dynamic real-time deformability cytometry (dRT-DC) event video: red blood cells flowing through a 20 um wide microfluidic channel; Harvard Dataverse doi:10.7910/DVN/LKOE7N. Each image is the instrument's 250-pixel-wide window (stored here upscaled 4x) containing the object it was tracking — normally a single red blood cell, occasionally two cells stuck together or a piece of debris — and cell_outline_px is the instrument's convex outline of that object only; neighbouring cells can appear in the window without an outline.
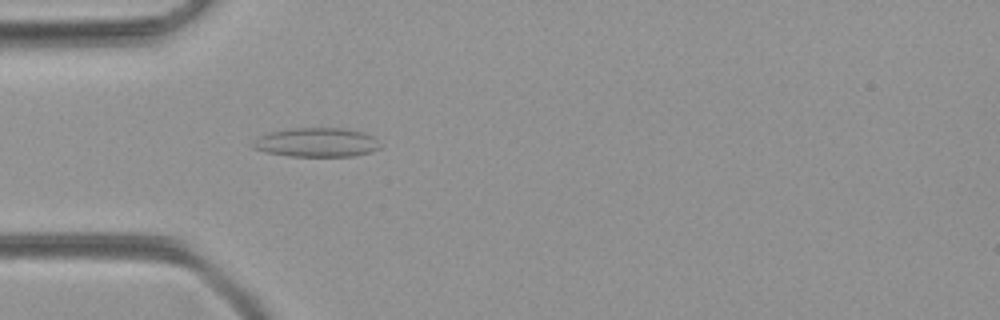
{"species": "common noctule bat (a hibernating species)", "species_latin": "Nyctalus noctula", "temperature_condition": "room temperature", "stored_images_in_passage": 48, "camera_frame_rate_fps": 3000, "um_per_image_px": 0.085, "animal": {"sex": "female", "body_mass_g": 21.9}, "frame": {"image": 1, "passage_image": 13, "time_ms": 4.0, "image_size_px": [1000, 320], "cell_outline_px": [[380, 148], [372, 152], [352, 156], [288, 156], [268, 152], [252, 148], [252, 144], [256, 136], [268, 132], [296, 128], [340, 128], [364, 132], [372, 136], [380, 144]], "centroid_in_image_um": [26.89, 12.1], "position_along_channel_um": 58.1, "area_um2": 21.62}}
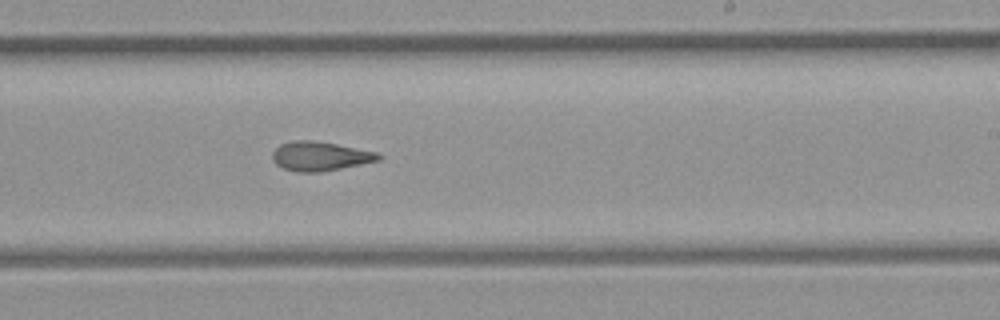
{"frame": {"image": 2, "passage_image": 28, "time_ms": 9.0, "image_size_px": [1000, 320], "cell_outline_px": [[380, 160], [320, 172], [300, 172], [284, 168], [276, 164], [272, 160], [272, 152], [280, 144], [292, 140], [312, 140], [336, 144], [376, 152], [380, 156]], "centroid_in_image_um": [27.15, 13.27], "position_along_channel_um": 261.8, "area_um2": 17.8}}
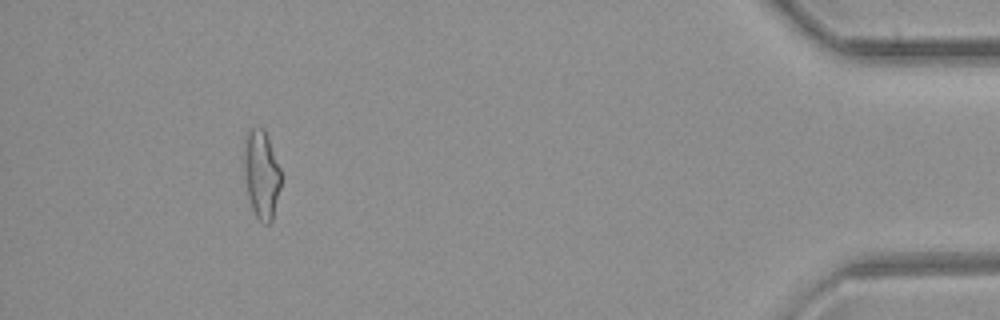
{"frame": {"image": 3, "passage_image": 44, "time_ms": 14.333, "image_size_px": [1000, 320], "cell_outline_px": [[280, 188], [272, 220], [268, 224], [264, 224], [256, 216], [252, 208], [248, 196], [244, 172], [244, 140], [248, 128], [260, 128], [264, 132], [268, 140], [280, 168]], "centroid_in_image_um": [22.2, 14.83], "position_along_channel_um": 413.0, "area_um2": 18.67}}